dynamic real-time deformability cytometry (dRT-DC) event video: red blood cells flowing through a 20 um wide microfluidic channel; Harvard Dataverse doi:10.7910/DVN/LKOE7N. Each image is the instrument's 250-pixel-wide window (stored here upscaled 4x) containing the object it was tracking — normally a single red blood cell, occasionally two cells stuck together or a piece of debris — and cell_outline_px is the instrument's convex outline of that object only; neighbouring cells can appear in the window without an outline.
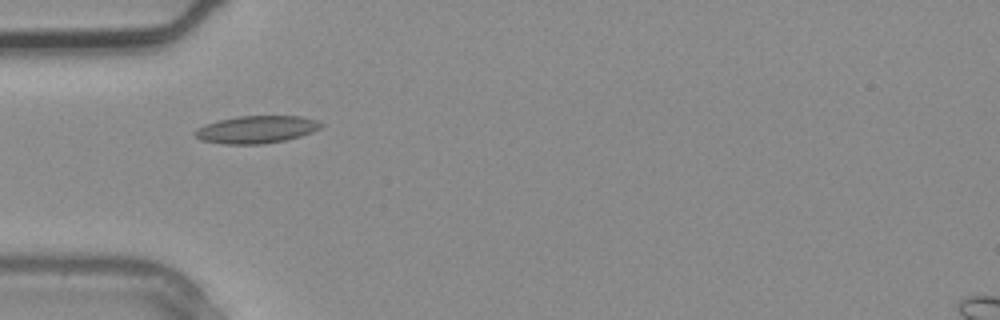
{"species": "common noctule bat (a hibernating species)", "species_latin": "Nyctalus noctula", "temperature_condition": "warm", "stored_images_in_passage": 3, "camera_frame_rate_fps": 3000, "um_per_image_px": 0.085, "animal": {"sex": "male", "body_mass_g": 20.4}, "frame": {"image": 1, "passage_image": 3, "time_ms": 0.667, "image_size_px": [1000, 320], "cell_outline_px": [[324, 124], [320, 128], [312, 132], [300, 136], [284, 140], [260, 144], [224, 144], [200, 140], [192, 132], [196, 128], [204, 124], [236, 116], [300, 116], [316, 120]], "centroid_in_image_um": [21.76, 11.0], "position_along_channel_um": 63.2, "area_um2": 20.17}}